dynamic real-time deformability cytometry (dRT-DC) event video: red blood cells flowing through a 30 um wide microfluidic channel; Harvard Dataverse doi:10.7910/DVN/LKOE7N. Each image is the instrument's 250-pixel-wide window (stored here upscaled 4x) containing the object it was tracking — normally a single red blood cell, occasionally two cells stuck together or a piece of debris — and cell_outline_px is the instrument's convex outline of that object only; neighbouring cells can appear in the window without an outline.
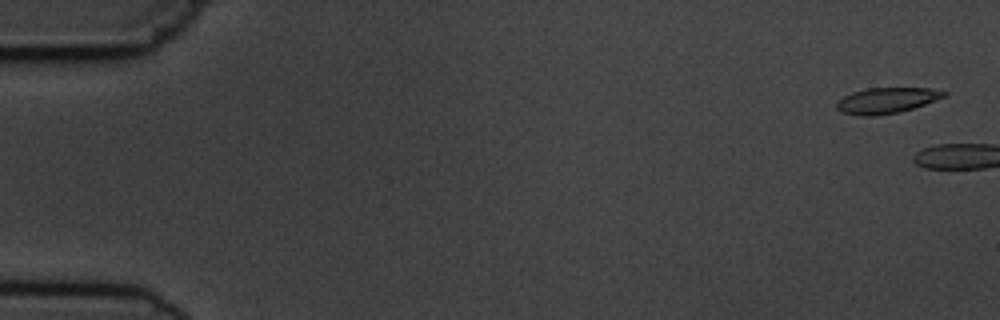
{"species": "common noctule bat (a hibernating species)", "species_latin": "Nyctalus noctula", "temperature_condition": "cold", "stored_images_in_passage": 2, "camera_frame_rate_fps": 3000, "um_per_image_px": 0.085, "animal": {"sex": "male", "body_mass_g": 19.5, "forearm_length_mm": 54.6}, "frame": {"image": 1, "passage_image": 1, "time_ms": 0.0, "image_size_px": [1000, 320], "cell_outline_px": [[948, 96], [900, 112], [872, 116], [860, 116], [844, 112], [836, 108], [836, 100], [852, 92], [868, 88], [928, 88], [948, 92]], "centroid_in_image_um": [75.36, 8.53], "position_along_channel_um": 9.6, "area_um2": 16.07}}